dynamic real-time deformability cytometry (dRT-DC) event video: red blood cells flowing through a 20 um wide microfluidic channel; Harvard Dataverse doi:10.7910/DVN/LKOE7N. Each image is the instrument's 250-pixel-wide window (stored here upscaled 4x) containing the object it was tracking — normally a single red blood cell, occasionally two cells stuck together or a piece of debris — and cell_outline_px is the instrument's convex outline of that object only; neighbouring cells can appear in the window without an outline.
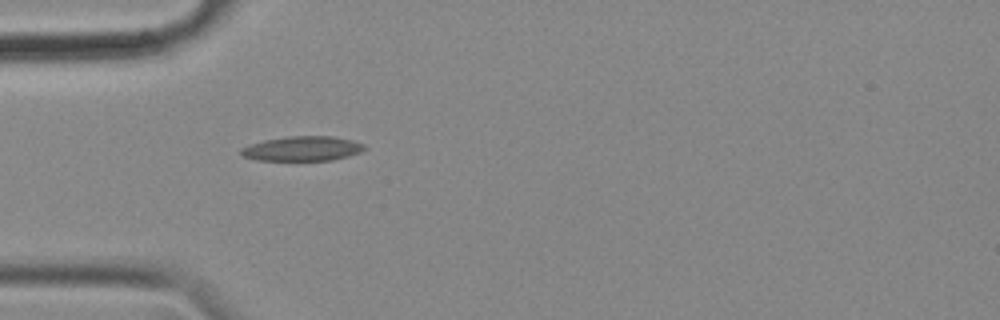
{"species": "common noctule bat (a hibernating species)", "species_latin": "Nyctalus noctula", "temperature_condition": "cold", "stored_images_in_passage": 41, "camera_frame_rate_fps": 3000, "um_per_image_px": 0.085, "animal": {"sex": "female", "body_mass_g": 18.4}, "frame": {"image": 1, "passage_image": 1, "time_ms": 0.0, "image_size_px": [1000, 320], "cell_outline_px": [[368, 148], [360, 152], [348, 156], [332, 160], [256, 160], [240, 156], [240, 148], [264, 140], [288, 136], [332, 136], [352, 140], [364, 144]], "centroid_in_image_um": [25.7, 12.63], "position_along_channel_um": 59.3, "area_um2": 17.8}}
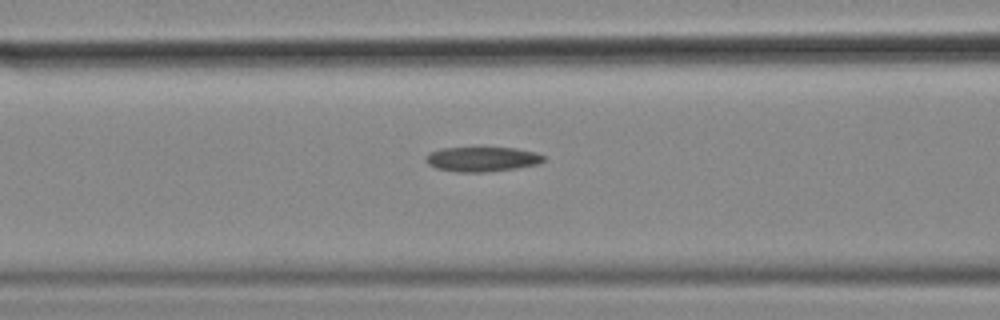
{"frame": {"image": 2, "passage_image": 7, "time_ms": 2.0, "image_size_px": [1000, 320], "cell_outline_px": [[544, 160], [536, 164], [516, 168], [484, 172], [456, 172], [436, 168], [428, 164], [424, 160], [428, 152], [444, 148], [516, 148], [536, 152], [544, 156]], "centroid_in_image_um": [40.94, 13.53], "position_along_channel_um": 125.7, "area_um2": 16.88}}
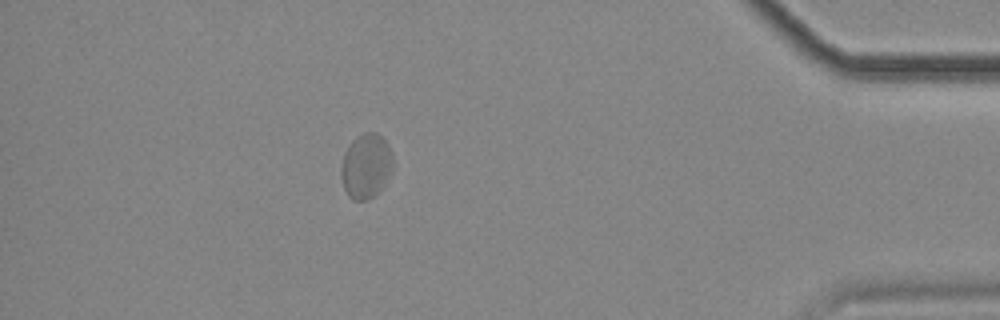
{"frame": {"image": 3, "passage_image": 35, "time_ms": 11.333, "image_size_px": [1000, 320], "cell_outline_px": [[392, 172], [380, 188], [368, 200], [352, 200], [348, 196], [344, 188], [340, 176], [340, 168], [344, 152], [352, 140], [356, 136], [364, 132], [376, 132], [388, 144], [392, 152]], "centroid_in_image_um": [31.08, 14.09], "position_along_channel_um": 404.1, "area_um2": 19.59}, "authors_computed_cell_mechanics": {"area_um2": 17.7446, "velocity_mm_per_s": 3.4783, "shape_relaxation_time_tau1_ms": null, "shape_relaxation_time_tau2_ms": 4.3774, "deformation_change_tau1": null, "deformation_change_tau2": 0.0824}}